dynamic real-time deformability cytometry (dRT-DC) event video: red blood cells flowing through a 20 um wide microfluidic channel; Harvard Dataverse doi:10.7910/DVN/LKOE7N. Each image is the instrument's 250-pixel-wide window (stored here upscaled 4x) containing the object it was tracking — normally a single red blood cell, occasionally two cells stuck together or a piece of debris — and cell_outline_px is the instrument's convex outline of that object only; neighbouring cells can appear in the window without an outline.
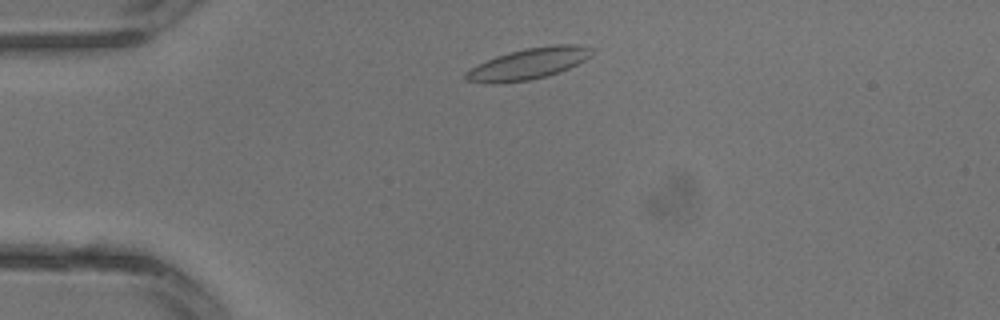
{"species": "common noctule bat (a hibernating species)", "species_latin": "Nyctalus noctula", "temperature_condition": "warm", "stored_images_in_passage": 2, "camera_frame_rate_fps": 3000, "um_per_image_px": 0.085, "animal": {"sex": "male", "body_mass_g": 13.3}, "frame": {"image": 1, "passage_image": 2, "time_ms": 0.333, "image_size_px": [1000, 320], "cell_outline_px": [[596, 48], [592, 56], [560, 72], [548, 76], [528, 80], [496, 84], [484, 84], [464, 80], [464, 72], [496, 56], [508, 52], [524, 48], [552, 44], [580, 44]], "centroid_in_image_um": [44.95, 5.41], "position_along_channel_um": 40.0, "area_um2": 23.29}}